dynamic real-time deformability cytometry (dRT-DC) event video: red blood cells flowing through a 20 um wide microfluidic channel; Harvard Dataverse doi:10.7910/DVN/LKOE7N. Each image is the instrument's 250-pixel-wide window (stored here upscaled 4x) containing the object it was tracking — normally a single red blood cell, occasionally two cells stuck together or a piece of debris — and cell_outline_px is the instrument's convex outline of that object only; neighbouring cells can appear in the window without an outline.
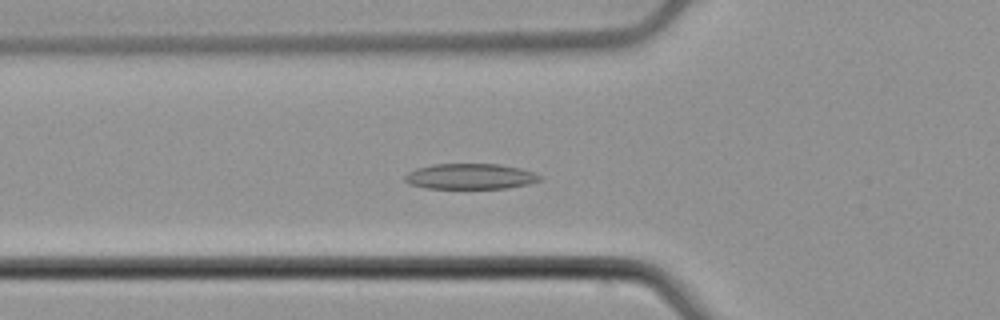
{"species": "common noctule bat (a hibernating species)", "species_latin": "Nyctalus noctula", "temperature_condition": "cold", "stored_images_in_passage": 53, "camera_frame_rate_fps": 3000, "um_per_image_px": 0.085, "animal": {"sex": "male", "body_mass_g": 21.5, "forearm_length_mm": 52.0}, "frame": {"image": 1, "passage_image": 19, "time_ms": 6.0, "image_size_px": [1000, 320], "cell_outline_px": [[544, 180], [528, 184], [508, 188], [424, 188], [408, 184], [404, 180], [404, 176], [408, 172], [416, 168], [432, 164], [500, 164], [520, 168], [536, 172], [544, 176]], "centroid_in_image_um": [40.02, 14.99], "position_along_channel_um": 85.8, "area_um2": 20.46}}
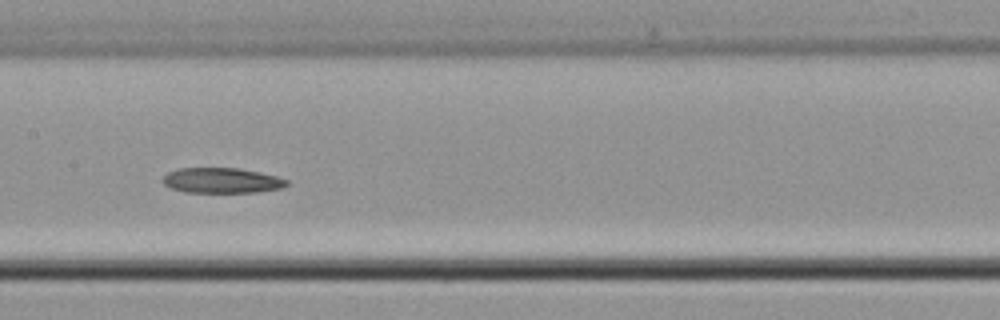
{"frame": {"image": 2, "passage_image": 27, "time_ms": 8.667, "image_size_px": [1000, 320], "cell_outline_px": [[288, 184], [284, 188], [256, 192], [184, 192], [172, 188], [164, 184], [160, 180], [168, 172], [180, 168], [240, 168], [260, 172], [276, 176], [288, 180]], "centroid_in_image_um": [18.86, 15.34], "position_along_channel_um": 188.5, "area_um2": 18.32}}
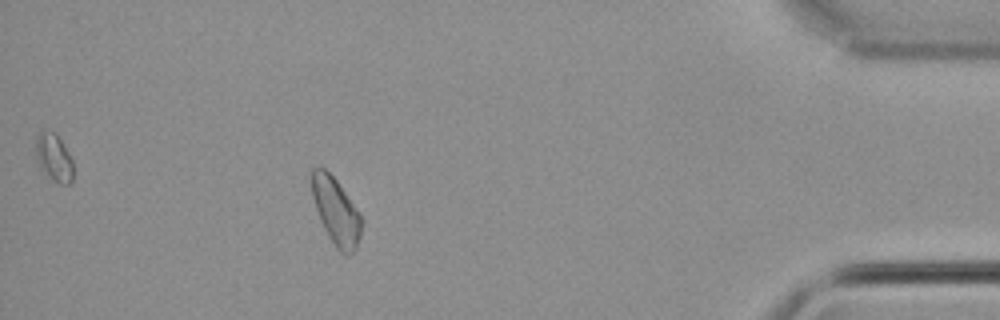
{"frame": {"image": 3, "passage_image": 48, "time_ms": 15.667, "image_size_px": [1000, 320], "cell_outline_px": [[364, 224], [356, 248], [348, 256], [344, 256], [336, 248], [328, 236], [320, 220], [312, 196], [312, 168], [324, 168], [336, 180], [356, 208], [364, 220]], "centroid_in_image_um": [28.59, 18.02], "position_along_channel_um": 406.6, "area_um2": 19.31}}